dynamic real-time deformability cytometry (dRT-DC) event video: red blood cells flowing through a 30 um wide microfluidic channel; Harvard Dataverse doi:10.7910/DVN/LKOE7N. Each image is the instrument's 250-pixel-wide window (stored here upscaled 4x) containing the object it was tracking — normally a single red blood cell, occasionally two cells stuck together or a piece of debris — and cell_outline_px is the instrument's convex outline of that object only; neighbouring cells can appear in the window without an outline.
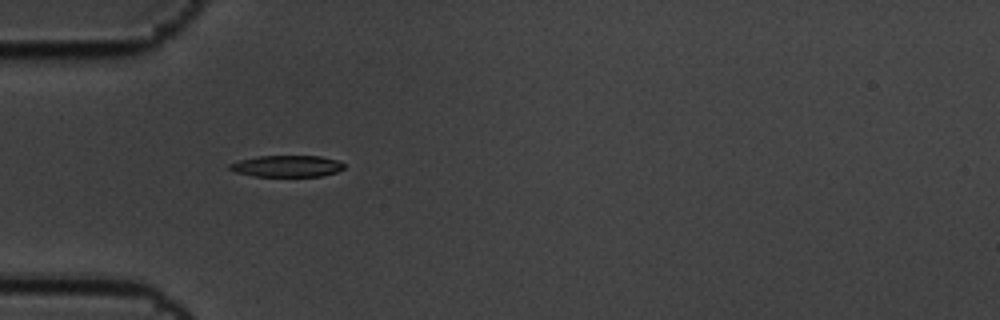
{"species": "common noctule bat (a hibernating species)", "species_latin": "Nyctalus noctula", "temperature_condition": "cold", "stored_images_in_passage": 6, "camera_frame_rate_fps": 3000, "um_per_image_px": 0.085, "animal": {"sex": "male", "body_mass_g": 19.5, "forearm_length_mm": 54.6}, "frame": {"image": 1, "passage_image": 5, "time_ms": 1.333, "image_size_px": [1000, 320], "cell_outline_px": [[344, 168], [336, 172], [320, 176], [252, 176], [236, 172], [228, 168], [228, 164], [240, 160], [256, 156], [320, 156], [340, 160], [344, 164]], "centroid_in_image_um": [24.39, 14.11], "position_along_channel_um": 60.6, "area_um2": 14.39}}
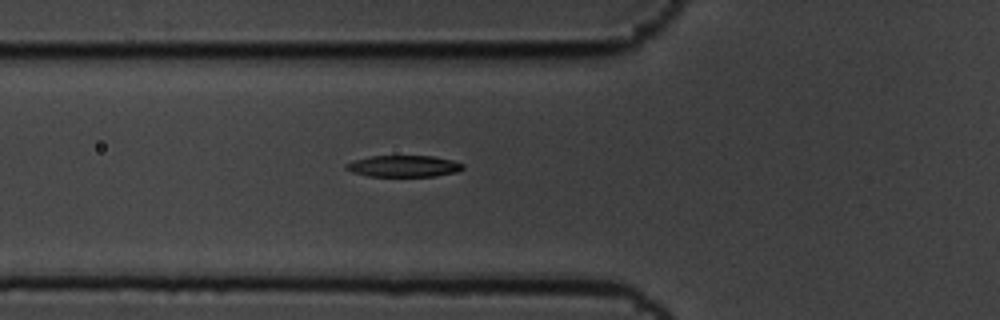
{"frame": {"image": 2, "passage_image": 6, "time_ms": 1.667, "image_size_px": [1000, 320], "cell_outline_px": [[464, 168], [456, 172], [436, 176], [368, 176], [352, 172], [344, 168], [344, 164], [356, 160], [372, 156], [432, 156], [452, 160], [464, 164]], "centroid_in_image_um": [34.31, 14.12], "position_along_channel_um": 91.5, "area_um2": 14.57}}